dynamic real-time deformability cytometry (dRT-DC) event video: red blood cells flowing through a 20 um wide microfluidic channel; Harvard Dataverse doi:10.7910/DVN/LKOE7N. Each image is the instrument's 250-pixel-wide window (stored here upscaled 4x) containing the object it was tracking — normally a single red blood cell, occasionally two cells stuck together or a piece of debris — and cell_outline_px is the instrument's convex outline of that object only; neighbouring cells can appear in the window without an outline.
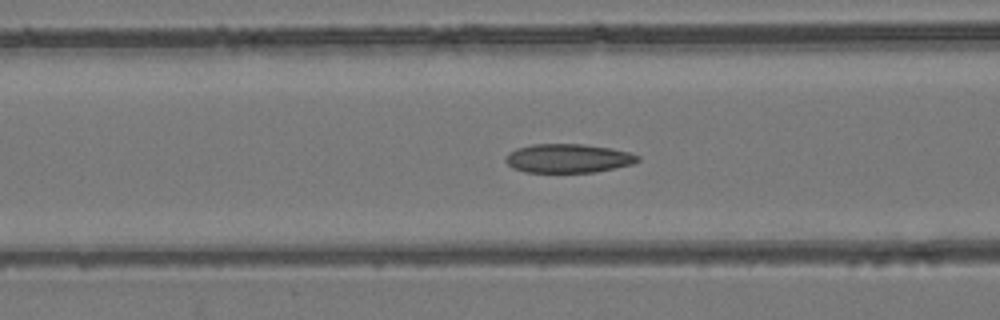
{"species": "common noctule bat (a hibernating species)", "species_latin": "Nyctalus noctula", "temperature_condition": "room temperature", "stored_images_in_passage": 54, "camera_frame_rate_fps": 3000, "um_per_image_px": 0.085, "animal": {"sex": "female", "body_mass_g": 24.6, "forearm_length_mm": 56.2}, "frame": {"image": 1, "passage_image": 22, "time_ms": 7.0, "image_size_px": [1000, 320], "cell_outline_px": [[640, 160], [632, 164], [596, 172], [524, 172], [512, 168], [504, 160], [508, 152], [516, 148], [532, 144], [584, 144], [612, 148], [628, 152], [640, 156]], "centroid_in_image_um": [48.27, 13.45], "position_along_channel_um": 118.3, "area_um2": 22.37}}
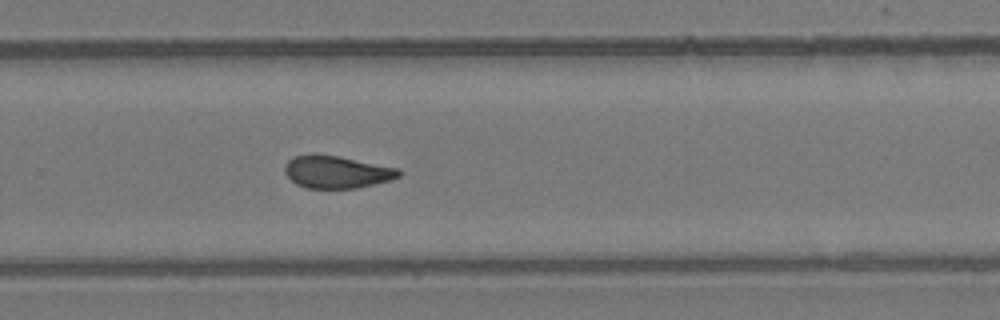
{"frame": {"image": 2, "passage_image": 36, "time_ms": 11.667, "image_size_px": [1000, 320], "cell_outline_px": [[400, 176], [392, 180], [356, 188], [308, 188], [296, 184], [284, 172], [284, 168], [288, 160], [296, 156], [312, 152], [340, 156], [400, 168]], "centroid_in_image_um": [28.63, 14.59], "position_along_channel_um": 301.2, "area_um2": 21.85}}
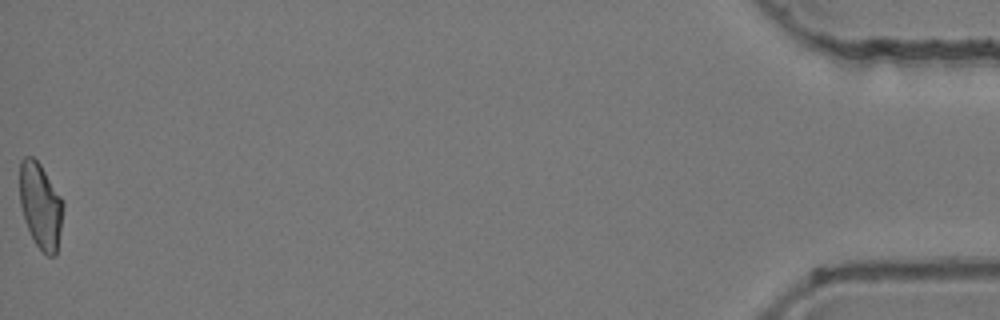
{"frame": {"image": 3, "passage_image": 54, "time_ms": 17.667, "image_size_px": [1000, 320], "cell_outline_px": [[64, 204], [56, 256], [48, 256], [36, 244], [24, 220], [20, 204], [20, 160], [24, 156], [32, 156], [40, 164], [60, 196]], "centroid_in_image_um": [3.43, 17.47], "position_along_channel_um": 431.8, "area_um2": 21.39}, "authors_computed_cell_mechanics": {"area_um2": 22.1663, "velocity_mm_per_s": 3.9272, "shape_relaxation_time_tau1_ms": null, "shape_relaxation_time_tau2_ms": 2.6639, "deformation_change_tau1": null, "deformation_change_tau2": 0.0907}}